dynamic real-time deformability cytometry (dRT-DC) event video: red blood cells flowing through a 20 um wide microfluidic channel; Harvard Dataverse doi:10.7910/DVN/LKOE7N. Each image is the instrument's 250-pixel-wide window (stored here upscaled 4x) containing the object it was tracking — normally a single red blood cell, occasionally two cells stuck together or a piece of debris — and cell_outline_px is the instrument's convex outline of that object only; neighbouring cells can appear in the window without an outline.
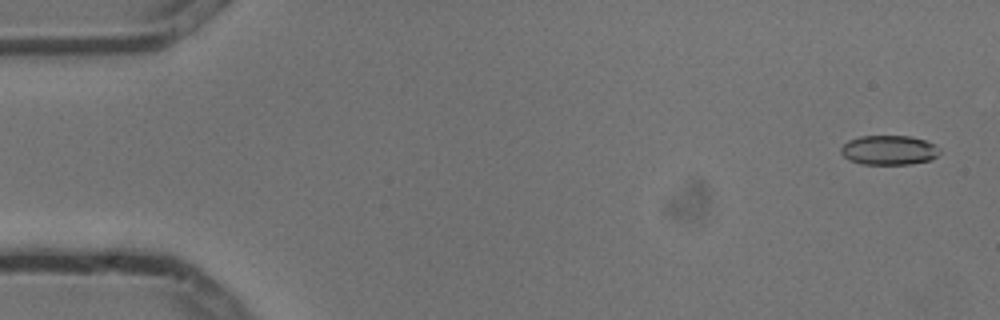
{"species": "common noctule bat (a hibernating species)", "species_latin": "Nyctalus noctula", "temperature_condition": "cold", "stored_images_in_passage": 5, "camera_frame_rate_fps": 3000, "um_per_image_px": 0.085, "animal": {"sex": "male", "body_mass_g": 13.3}, "frame": {"image": 1, "passage_image": 1, "time_ms": 0.0, "image_size_px": [1000, 320], "cell_outline_px": [[940, 152], [936, 156], [928, 160], [908, 164], [864, 164], [852, 160], [844, 156], [840, 152], [840, 148], [848, 140], [860, 136], [908, 136], [924, 140], [936, 144]], "centroid_in_image_um": [75.55, 12.75], "position_along_channel_um": 9.4, "area_um2": 16.76}}
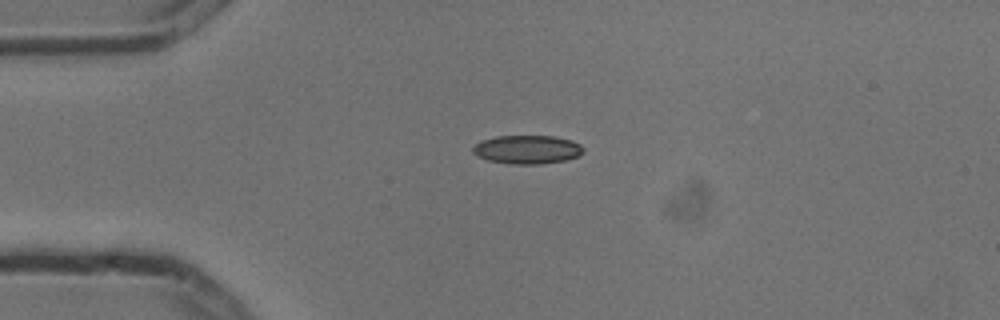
{"frame": {"image": 2, "passage_image": 4, "time_ms": 1.0, "image_size_px": [1000, 320], "cell_outline_px": [[584, 152], [576, 156], [564, 160], [540, 164], [512, 164], [488, 160], [476, 156], [472, 152], [472, 148], [476, 144], [484, 140], [496, 136], [556, 136], [572, 140], [580, 144], [584, 148]], "centroid_in_image_um": [44.82, 12.7], "position_along_channel_um": 40.2, "area_um2": 18.38}}